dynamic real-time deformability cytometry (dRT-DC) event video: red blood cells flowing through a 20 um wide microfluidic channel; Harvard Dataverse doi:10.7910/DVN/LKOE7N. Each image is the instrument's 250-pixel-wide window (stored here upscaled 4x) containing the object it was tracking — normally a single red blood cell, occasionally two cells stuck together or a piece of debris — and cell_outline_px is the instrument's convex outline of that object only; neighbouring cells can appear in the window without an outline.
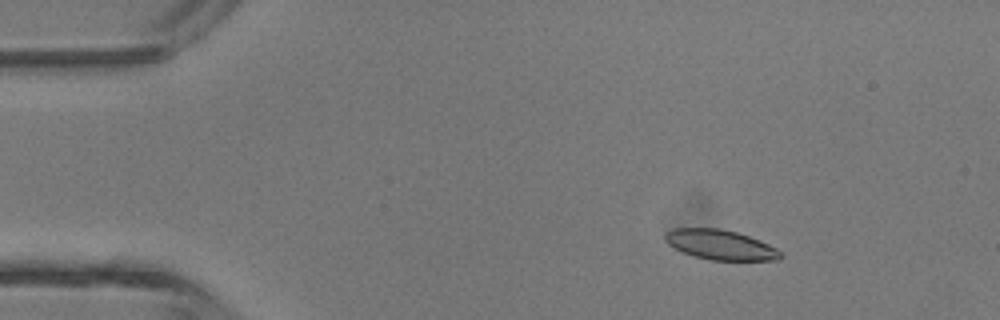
{"species": "common noctule bat (a hibernating species)", "species_latin": "Nyctalus noctula", "temperature_condition": "room temperature", "stored_images_in_passage": 3, "camera_frame_rate_fps": 3000, "um_per_image_px": 0.085, "animal": {"sex": "male", "body_mass_g": 13.3}, "frame": {"image": 1, "passage_image": 1, "time_ms": 0.0, "image_size_px": [1000, 320], "cell_outline_px": [[784, 256], [776, 260], [708, 260], [692, 256], [668, 244], [664, 240], [664, 232], [672, 228], [720, 228], [736, 232], [760, 240], [776, 248]], "centroid_in_image_um": [61.2, 20.8], "position_along_channel_um": 23.8, "area_um2": 20.17}}
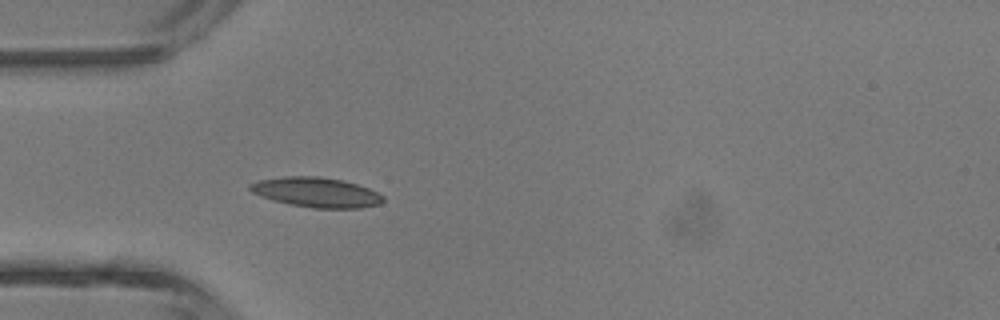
{"frame": {"image": 2, "passage_image": 3, "time_ms": 2.333, "image_size_px": [1000, 320], "cell_outline_px": [[384, 200], [380, 204], [360, 208], [312, 208], [288, 204], [272, 200], [252, 192], [248, 188], [248, 184], [260, 180], [284, 176], [320, 176], [344, 180], [368, 188], [384, 196]], "centroid_in_image_um": [26.88, 16.34], "position_along_channel_um": 58.1, "area_um2": 23.24}}